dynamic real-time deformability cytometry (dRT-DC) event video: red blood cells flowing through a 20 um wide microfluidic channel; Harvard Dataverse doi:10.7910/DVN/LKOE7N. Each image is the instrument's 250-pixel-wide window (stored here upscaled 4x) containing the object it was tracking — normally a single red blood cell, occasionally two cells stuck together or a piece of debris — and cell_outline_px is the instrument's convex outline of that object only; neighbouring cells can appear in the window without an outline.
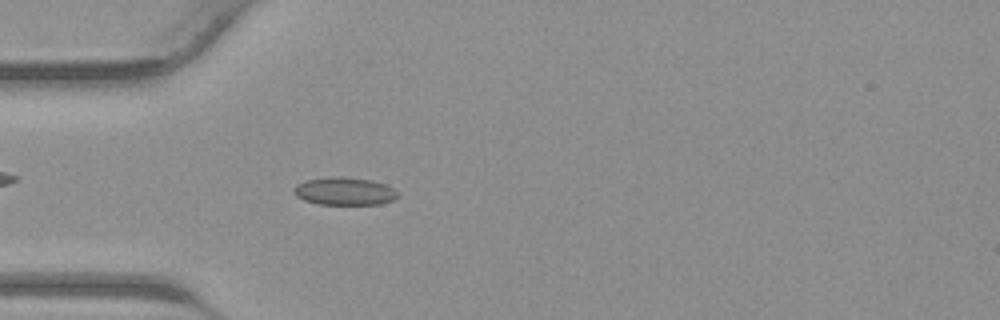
{"species": "common noctule bat (a hibernating species)", "species_latin": "Nyctalus noctula", "temperature_condition": "warm", "stored_images_in_passage": 34, "camera_frame_rate_fps": 3000, "um_per_image_px": 0.085, "animal": {"sex": "male", "body_mass_g": 23.1, "forearm_length_mm": 52.7}, "frame": {"image": 1, "passage_image": 5, "time_ms": 1.333, "image_size_px": [1000, 320], "cell_outline_px": [[400, 196], [392, 200], [380, 204], [316, 204], [304, 200], [296, 196], [292, 192], [292, 188], [296, 184], [308, 180], [332, 176], [344, 176], [372, 180], [384, 184], [392, 188]], "centroid_in_image_um": [29.24, 16.25], "position_along_channel_um": 55.8, "area_um2": 16.94}}
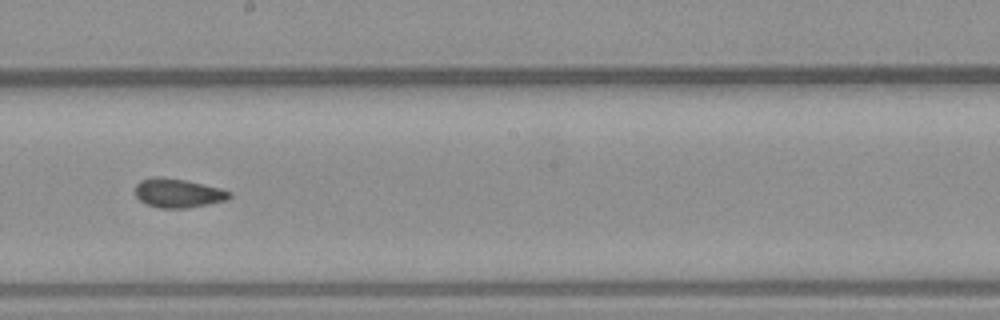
{"frame": {"image": 2, "passage_image": 16, "time_ms": 5.0, "image_size_px": [1000, 320], "cell_outline_px": [[232, 196], [224, 200], [208, 204], [184, 208], [160, 208], [144, 204], [136, 196], [136, 184], [140, 180], [152, 176], [164, 176], [184, 180], [220, 188], [232, 192]], "centroid_in_image_um": [15.09, 16.4], "position_along_channel_um": 233.1, "area_um2": 15.95}}
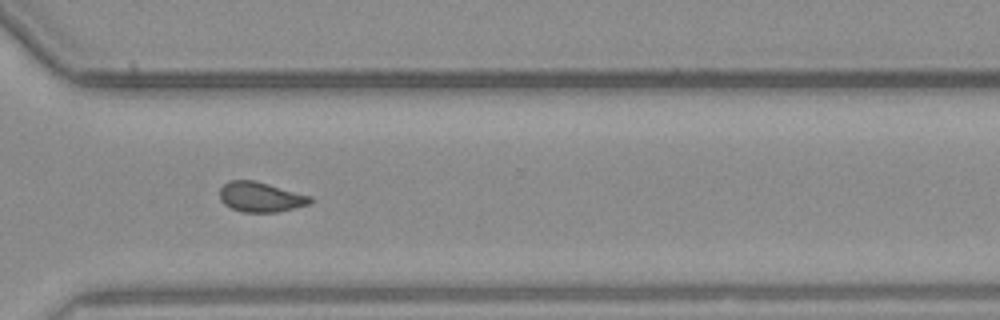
{"frame": {"image": 3, "passage_image": 23, "time_ms": 7.333, "image_size_px": [1000, 320], "cell_outline_px": [[312, 204], [276, 212], [244, 212], [232, 208], [224, 204], [220, 200], [220, 188], [228, 180], [252, 180], [268, 184], [312, 196]], "centroid_in_image_um": [22.16, 16.74], "position_along_channel_um": 348.4, "area_um2": 15.78}}